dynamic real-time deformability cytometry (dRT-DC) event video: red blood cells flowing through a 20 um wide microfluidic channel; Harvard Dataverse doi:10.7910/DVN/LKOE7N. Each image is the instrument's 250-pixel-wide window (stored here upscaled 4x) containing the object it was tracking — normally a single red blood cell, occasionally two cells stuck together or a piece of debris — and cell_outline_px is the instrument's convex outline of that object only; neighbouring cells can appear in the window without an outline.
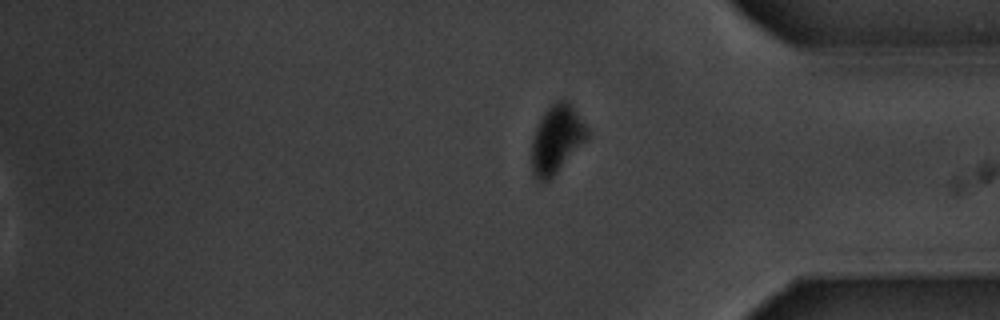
{"species": "common noctule bat (a hibernating species)", "species_latin": "Nyctalus noctula", "temperature_condition": "warm", "stored_images_in_passage": 16, "segment_of_instrument_passage": [2, 2], "camera_frame_rate_fps": 3000, "um_per_image_px": 0.085, "animal": {"sex": "male", "body_mass_g": 20.1, "forearm_length_mm": 53.5}, "frame": {"image": 1, "passage_image": 16, "time_ms": 19.0, "image_size_px": [1000, 320], "cell_outline_px": [[588, 140], [544, 184], [536, 184], [532, 176], [532, 140], [536, 128], [544, 112], [556, 100], [568, 100], [588, 128]], "centroid_in_image_um": [47.3, 11.88], "position_along_channel_um": 387.9, "area_um2": 22.2}}